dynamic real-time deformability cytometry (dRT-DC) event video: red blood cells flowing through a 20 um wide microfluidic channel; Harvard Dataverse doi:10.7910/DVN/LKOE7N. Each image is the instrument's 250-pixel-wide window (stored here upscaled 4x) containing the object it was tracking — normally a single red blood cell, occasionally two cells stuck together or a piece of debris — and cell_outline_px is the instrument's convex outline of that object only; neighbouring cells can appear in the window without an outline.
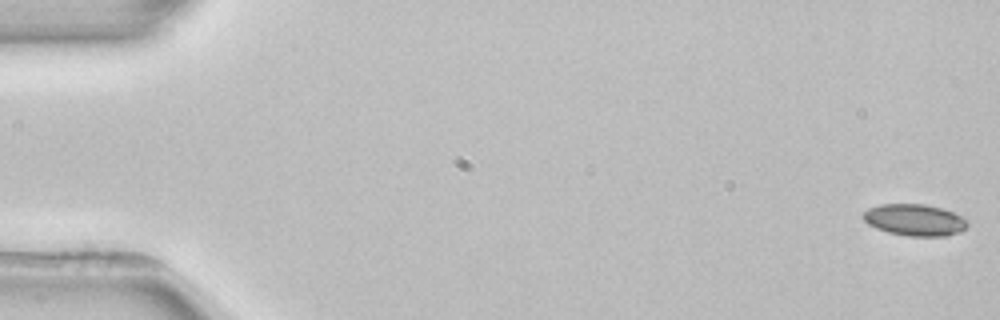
{"species": "common noctule bat (a hibernating species)", "species_latin": "Nyctalus noctula", "temperature_condition": "room temperature", "stored_images_in_passage": 5, "camera_frame_rate_fps": 3000, "um_per_image_px": 0.085, "animal": {"sex": "female", "body_mass_g": 22.7, "forearm_length_mm": 54.2}, "frame": {"image": 1, "passage_image": 1, "time_ms": 0.0, "image_size_px": [1000, 320], "cell_outline_px": [[968, 224], [960, 232], [944, 236], [908, 236], [888, 232], [876, 228], [868, 224], [864, 220], [864, 212], [868, 208], [880, 204], [924, 204], [944, 208], [960, 216]], "centroid_in_image_um": [77.72, 18.69], "position_along_channel_um": 7.3, "area_um2": 19.07}}
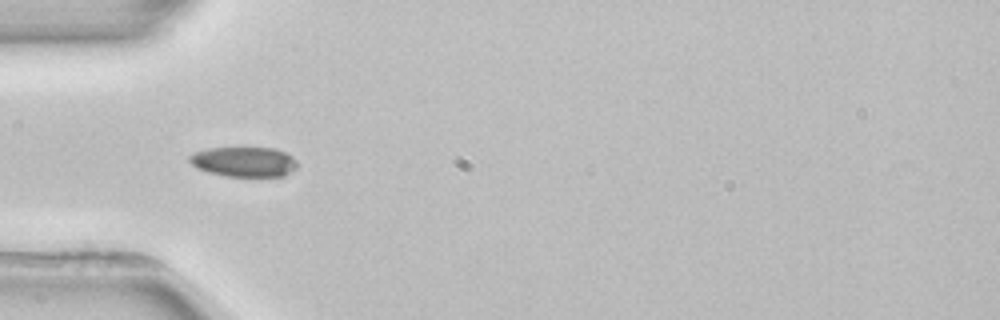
{"frame": {"image": 2, "passage_image": 4, "time_ms": 5.333, "image_size_px": [1000, 320], "cell_outline_px": [[296, 168], [284, 176], [224, 176], [208, 172], [196, 168], [188, 160], [188, 156], [196, 152], [208, 148], [272, 148], [284, 152], [292, 156], [296, 160]], "centroid_in_image_um": [20.72, 13.75], "position_along_channel_um": 64.3, "area_um2": 18.73}}